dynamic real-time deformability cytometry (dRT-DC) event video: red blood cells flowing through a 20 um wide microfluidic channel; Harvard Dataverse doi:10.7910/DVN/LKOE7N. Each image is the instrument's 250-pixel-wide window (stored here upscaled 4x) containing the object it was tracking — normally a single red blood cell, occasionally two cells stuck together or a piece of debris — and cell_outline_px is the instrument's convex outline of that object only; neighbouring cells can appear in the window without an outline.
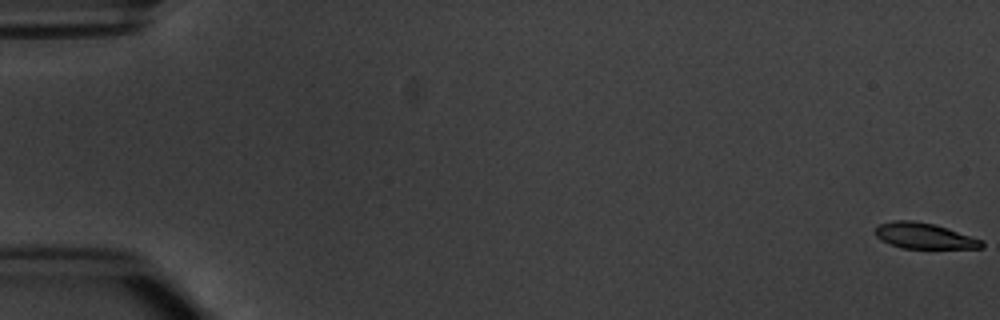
{"species": "common noctule bat (a hibernating species)", "species_latin": "Nyctalus noctula", "temperature_condition": "warm", "stored_images_in_passage": 7, "camera_frame_rate_fps": 3000, "um_per_image_px": 0.085, "animal": {"sex": "male", "body_mass_g": 20.1, "forearm_length_mm": 53.5}, "frame": {"image": 1, "passage_image": 1, "time_ms": 0.0, "image_size_px": [1000, 320], "cell_outline_px": [[984, 248], [904, 248], [880, 240], [876, 236], [876, 228], [880, 224], [892, 220], [912, 220], [936, 224], [984, 240]], "centroid_in_image_um": [78.6, 20.04], "position_along_channel_um": 6.4, "area_um2": 16.01}}
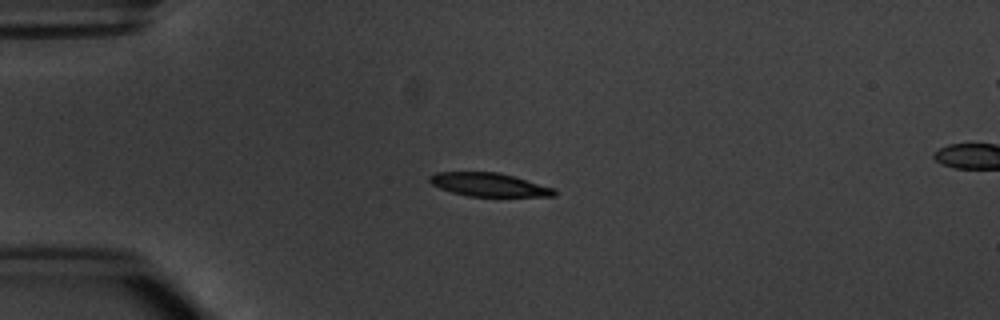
{"frame": {"image": 2, "passage_image": 5, "time_ms": 4.667, "image_size_px": [1000, 320], "cell_outline_px": [[556, 196], [468, 196], [452, 192], [440, 188], [432, 184], [428, 180], [428, 176], [436, 172], [500, 172], [556, 188]], "centroid_in_image_um": [41.57, 15.69], "position_along_channel_um": 43.4, "area_um2": 17.11}}